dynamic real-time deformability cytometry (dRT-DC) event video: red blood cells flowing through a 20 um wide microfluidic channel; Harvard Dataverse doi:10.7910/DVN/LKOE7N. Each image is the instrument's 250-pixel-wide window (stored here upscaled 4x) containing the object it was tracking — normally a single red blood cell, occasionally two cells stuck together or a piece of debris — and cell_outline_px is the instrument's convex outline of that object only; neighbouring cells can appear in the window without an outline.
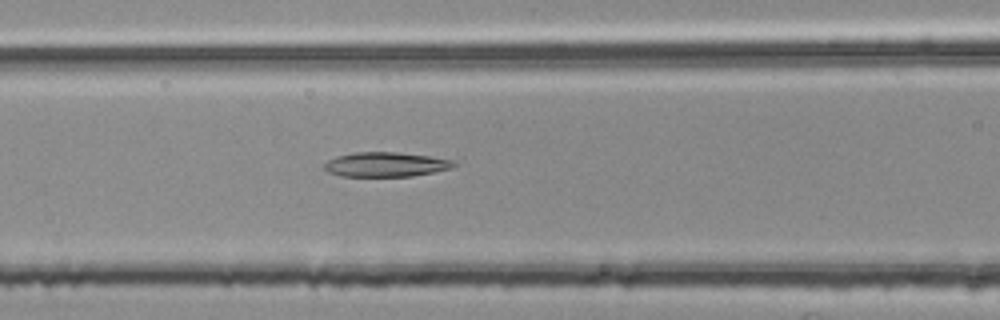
{"species": "common noctule bat (a hibernating species)", "species_latin": "Nyctalus noctula", "temperature_condition": "room temperature", "stored_images_in_passage": 44, "camera_frame_rate_fps": 3000, "um_per_image_px": 0.085, "animal": {"sex": "female", "body_mass_g": 25.1}, "frame": {"image": 1, "passage_image": 12, "time_ms": 3.667, "image_size_px": [1000, 320], "cell_outline_px": [[456, 164], [452, 168], [412, 176], [340, 176], [328, 172], [324, 168], [324, 164], [328, 160], [336, 156], [352, 152], [396, 152], [428, 156], [452, 160]], "centroid_in_image_um": [32.74, 13.97], "position_along_channel_um": 133.9, "area_um2": 18.44}}
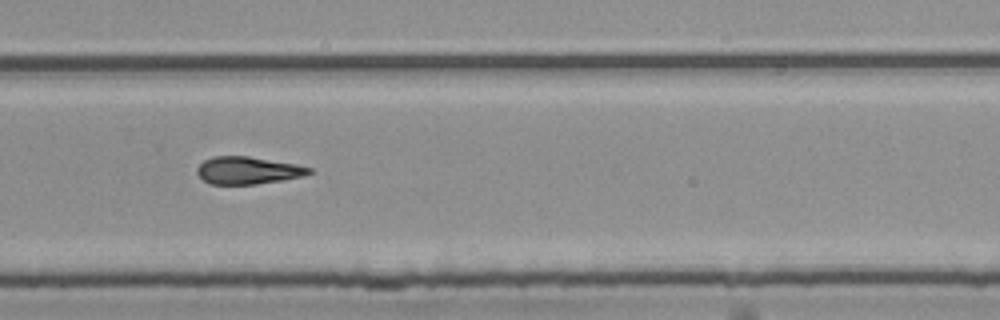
{"frame": {"image": 2, "passage_image": 26, "time_ms": 8.333, "image_size_px": [1000, 320], "cell_outline_px": [[312, 172], [304, 176], [284, 180], [256, 184], [208, 184], [196, 172], [196, 168], [204, 160], [212, 156], [248, 156], [296, 164], [312, 168]], "centroid_in_image_um": [21.07, 14.48], "position_along_channel_um": 308.7, "area_um2": 17.98}}
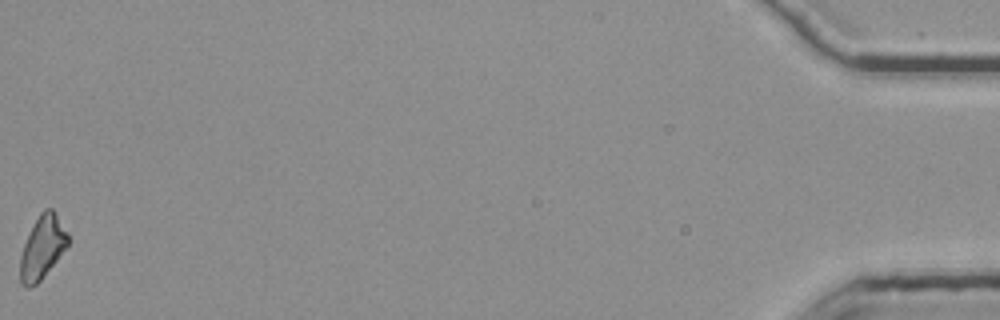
{"frame": {"image": 3, "passage_image": 44, "time_ms": 14.333, "image_size_px": [1000, 320], "cell_outline_px": [[68, 244], [56, 260], [40, 280], [36, 284], [28, 288], [20, 284], [20, 256], [24, 244], [40, 212], [44, 208], [52, 208], [68, 232]], "centroid_in_image_um": [3.59, 21.02], "position_along_channel_um": 431.6, "area_um2": 17.17}}